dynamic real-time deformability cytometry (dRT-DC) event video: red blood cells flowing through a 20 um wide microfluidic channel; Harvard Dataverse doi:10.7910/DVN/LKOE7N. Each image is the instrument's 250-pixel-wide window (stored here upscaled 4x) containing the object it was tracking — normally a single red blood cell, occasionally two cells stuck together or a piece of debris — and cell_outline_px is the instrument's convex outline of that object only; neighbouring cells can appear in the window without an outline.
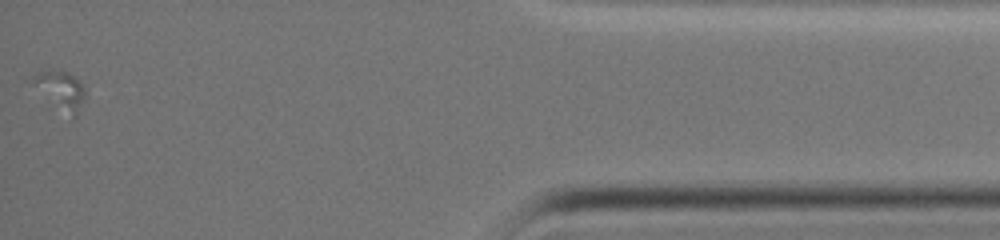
{"species": "common noctule bat (a hibernating species)", "species_latin": "Nyctalus noctula", "temperature_condition": "warm", "stored_images_in_passage": 35, "camera_frame_rate_fps": 3000, "um_per_image_px": 0.085, "animal": {"sex": "female", "body_mass_g": 19.0, "forearm_length_mm": 51.5}, "frame": {"image": 1, "passage_image": 35, "time_ms": 11.333, "image_size_px": [1000, 240], "cell_outline_px": [[84, 96], [76, 116], [72, 120], [32, 76], [36, 72], [48, 68], [68, 72], [80, 80], [84, 88]], "centroid_in_image_um": [5.29, 7.59], "position_along_channel_um": 429.9, "area_um2": 10.52}}